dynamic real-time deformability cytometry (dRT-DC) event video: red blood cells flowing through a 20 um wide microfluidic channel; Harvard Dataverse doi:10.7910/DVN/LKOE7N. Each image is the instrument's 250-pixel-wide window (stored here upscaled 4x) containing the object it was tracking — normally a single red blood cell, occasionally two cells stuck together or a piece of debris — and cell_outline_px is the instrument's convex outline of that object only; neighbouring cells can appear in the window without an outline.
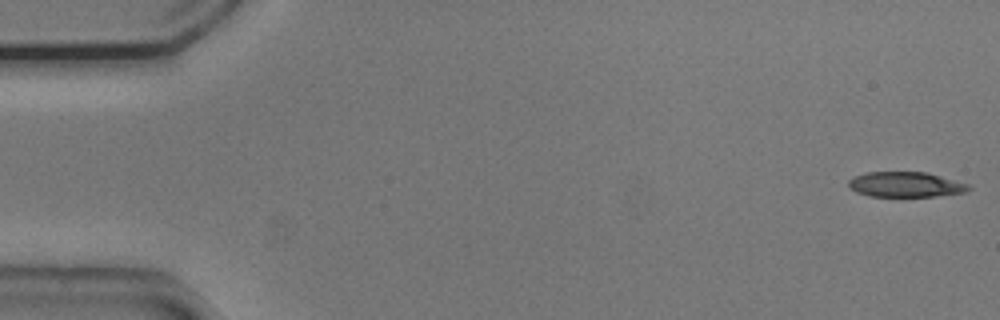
{"species": "common noctule bat (a hibernating species)", "species_latin": "Nyctalus noctula", "temperature_condition": "cold", "stored_images_in_passage": 53, "camera_frame_rate_fps": 3000, "um_per_image_px": 0.085, "animal": {"sex": "male", "body_mass_g": 20.5, "forearm_length_mm": 52.5}, "frame": {"image": 1, "passage_image": 1, "time_ms": 0.0, "image_size_px": [1000, 320], "cell_outline_px": [[972, 188], [964, 192], [936, 196], [868, 196], [856, 192], [848, 188], [848, 180], [852, 176], [864, 172], [928, 172], [968, 184]], "centroid_in_image_um": [76.91, 15.67], "position_along_channel_um": 8.1, "area_um2": 17.74}}
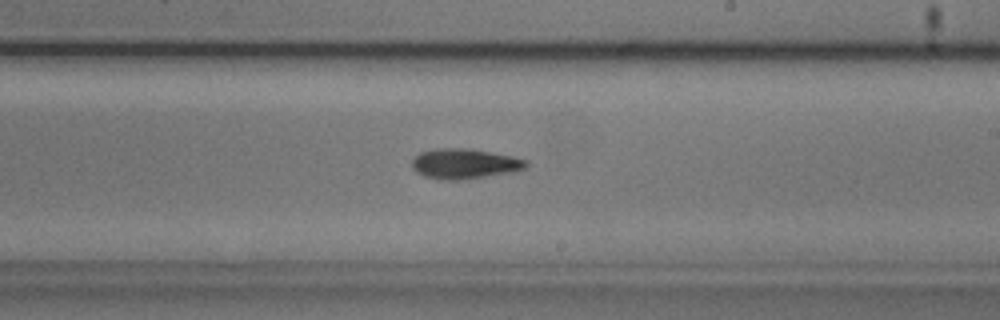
{"frame": {"image": 2, "passage_image": 31, "time_ms": 10.0, "image_size_px": [1000, 320], "cell_outline_px": [[528, 168], [512, 172], [460, 180], [440, 180], [424, 176], [416, 172], [412, 168], [412, 160], [420, 152], [432, 148], [472, 148], [512, 156], [528, 160]], "centroid_in_image_um": [39.49, 13.91], "position_along_channel_um": 249.5, "area_um2": 20.35}}
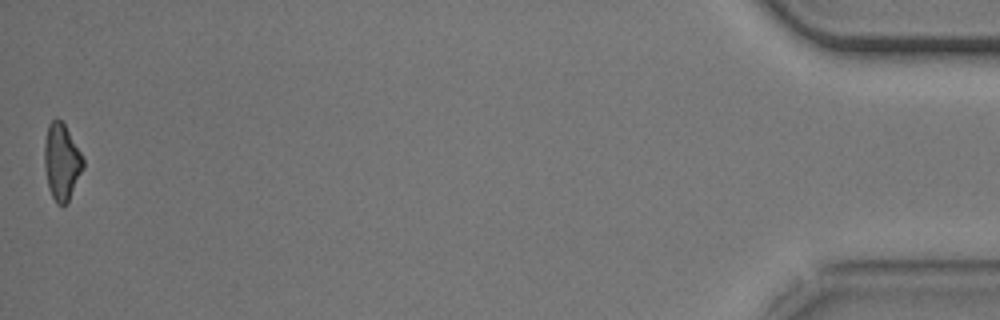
{"frame": {"image": 3, "passage_image": 53, "time_ms": 17.333, "image_size_px": [1000, 320], "cell_outline_px": [[84, 168], [68, 200], [64, 204], [56, 204], [48, 188], [44, 168], [44, 144], [48, 124], [56, 116], [64, 124], [80, 152], [84, 160]], "centroid_in_image_um": [5.22, 13.74], "position_along_channel_um": 430.0, "area_um2": 17.17}, "authors_computed_cell_mechanics": {"area_um2": 18.9584, "velocity_mm_per_s": 3.7785, "shape_relaxation_time_tau1_ms": 3.1832, "shape_relaxation_time_tau2_ms": null, "deformation_change_tau1": 0.1291, "deformation_change_tau2": null}}